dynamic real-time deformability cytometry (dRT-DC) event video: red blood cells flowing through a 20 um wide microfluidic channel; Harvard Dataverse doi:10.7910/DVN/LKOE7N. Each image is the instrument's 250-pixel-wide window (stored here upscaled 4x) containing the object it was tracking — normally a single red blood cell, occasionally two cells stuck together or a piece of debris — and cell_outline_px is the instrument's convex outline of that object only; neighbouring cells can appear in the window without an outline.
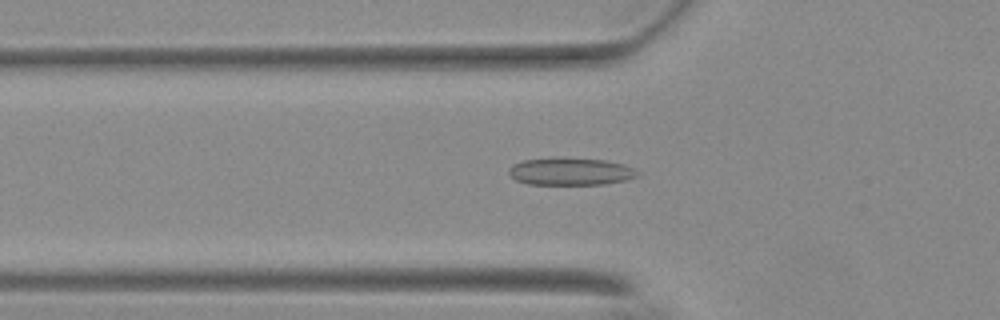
{"species": "Egyptian fruit bat (a non-hibernating species)", "species_latin": "Rousettus aegyptiacus", "temperature_condition": "warm", "stored_images_in_passage": 55, "camera_frame_rate_fps": 3000, "um_per_image_px": 0.085, "animal": {"sex": "female"}, "frame": {"image": 1, "passage_image": 19, "time_ms": 6.0, "image_size_px": [1000, 320], "cell_outline_px": [[640, 172], [636, 176], [624, 180], [604, 184], [528, 184], [516, 180], [508, 172], [508, 168], [512, 164], [524, 160], [556, 156], [604, 160], [624, 164]], "centroid_in_image_um": [48.45, 14.55], "position_along_channel_um": 77.4, "area_um2": 20.75}}
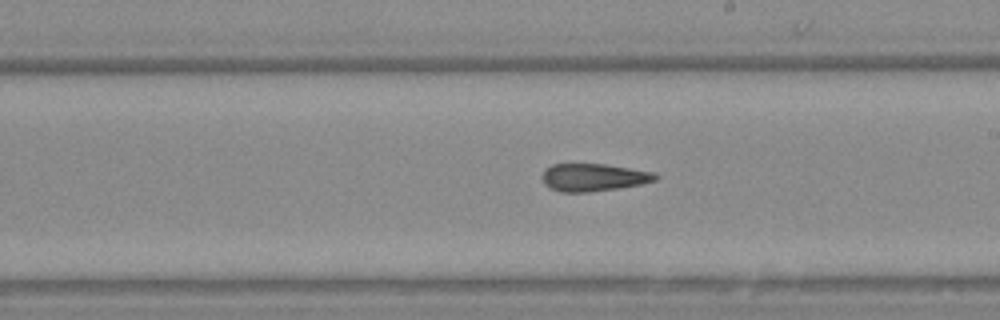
{"frame": {"image": 2, "passage_image": 32, "time_ms": 10.333, "image_size_px": [1000, 320], "cell_outline_px": [[660, 176], [656, 180], [640, 184], [616, 188], [588, 192], [560, 192], [544, 184], [540, 176], [544, 168], [552, 164], [604, 164], [656, 172]], "centroid_in_image_um": [50.42, 15.06], "position_along_channel_um": 238.6, "area_um2": 18.32}}
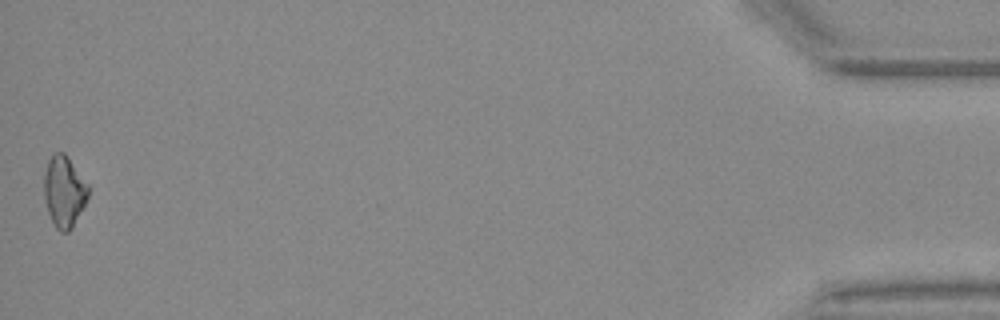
{"frame": {"image": 3, "passage_image": 55, "time_ms": 18.0, "image_size_px": [1000, 320], "cell_outline_px": [[88, 196], [72, 228], [68, 232], [60, 232], [56, 228], [48, 212], [44, 200], [44, 172], [48, 160], [52, 152], [64, 152], [88, 184]], "centroid_in_image_um": [5.42, 16.26], "position_along_channel_um": 429.8, "area_um2": 18.26}, "authors_computed_cell_mechanics": {"area_um2": 18.6116, "velocity_mm_per_s": 3.7116, "shape_relaxation_time_tau1_ms": null, "shape_relaxation_time_tau2_ms": 2.4855, "deformation_change_tau1": null, "deformation_change_tau2": 0.1169}}